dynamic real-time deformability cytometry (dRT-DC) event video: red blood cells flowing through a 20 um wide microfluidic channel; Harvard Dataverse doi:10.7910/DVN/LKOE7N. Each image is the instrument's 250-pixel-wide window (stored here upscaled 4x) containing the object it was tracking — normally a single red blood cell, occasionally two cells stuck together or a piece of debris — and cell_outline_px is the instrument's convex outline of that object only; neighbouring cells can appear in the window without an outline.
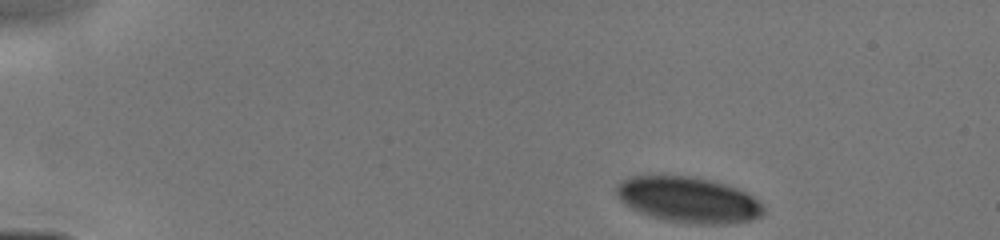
{"species": "human", "species_latin": "Homo sapiens", "temperature_condition": "cold", "stored_images_in_passage": 8, "camera_frame_rate_fps": 3000, "um_per_image_px": 0.085, "donor": {"sex": "male"}, "frame": {"image": 1, "passage_image": 1, "time_ms": 0.0, "image_size_px": [1000, 240], "cell_outline_px": [[764, 212], [760, 216], [752, 220], [724, 224], [700, 224], [668, 220], [652, 216], [640, 212], [624, 204], [620, 200], [616, 192], [616, 184], [620, 180], [632, 176], [692, 176], [712, 180], [736, 188], [752, 196], [764, 204]], "centroid_in_image_um": [58.51, 16.97], "position_along_channel_um": 26.5, "area_um2": 39.02}}
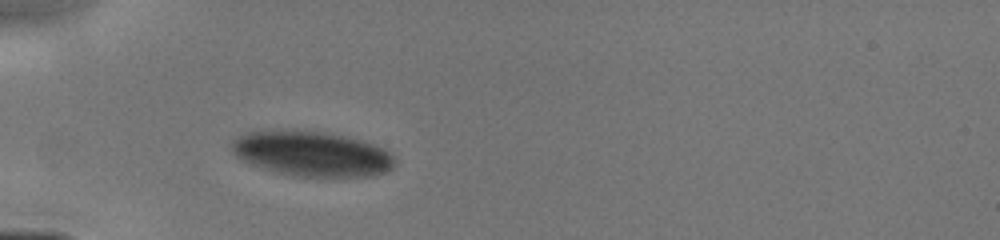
{"frame": {"image": 2, "passage_image": 6, "time_ms": 2.667, "image_size_px": [1000, 240], "cell_outline_px": [[396, 164], [392, 168], [384, 172], [372, 176], [292, 176], [264, 168], [240, 160], [232, 152], [232, 140], [236, 136], [248, 132], [296, 128], [324, 132], [344, 136], [360, 140], [384, 148], [396, 156]], "centroid_in_image_um": [26.5, 13.04], "position_along_channel_um": 58.5, "area_um2": 43.23}}